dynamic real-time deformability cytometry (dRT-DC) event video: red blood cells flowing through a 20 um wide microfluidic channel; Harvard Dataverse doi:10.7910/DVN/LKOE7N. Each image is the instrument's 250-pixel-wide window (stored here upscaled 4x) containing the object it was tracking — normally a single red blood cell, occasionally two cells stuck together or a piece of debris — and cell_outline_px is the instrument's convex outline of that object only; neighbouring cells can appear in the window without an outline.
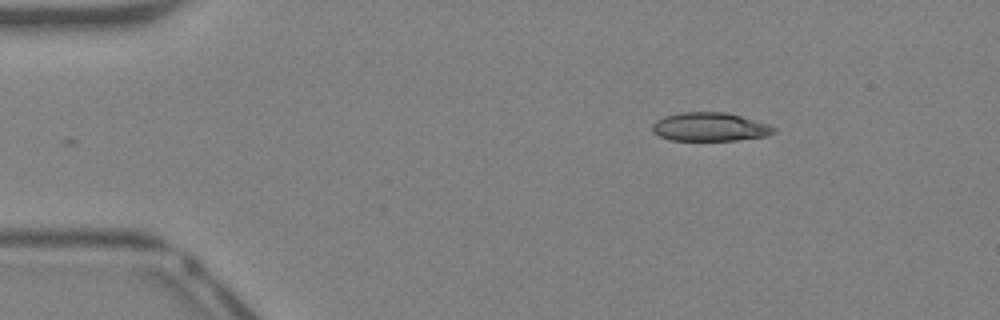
{"species": "Egyptian fruit bat (a non-hibernating species)", "species_latin": "Rousettus aegyptiacus", "temperature_condition": "warm", "stored_images_in_passage": 30, "camera_frame_rate_fps": 3000, "um_per_image_px": 0.085, "animal": {"sex": "female"}, "frame": {"image": 1, "passage_image": 1, "time_ms": 0.0, "image_size_px": [1000, 320], "cell_outline_px": [[776, 132], [768, 136], [736, 140], [668, 140], [652, 132], [652, 124], [656, 120], [664, 116], [680, 112], [724, 112], [740, 116], [768, 124], [776, 128]], "centroid_in_image_um": [60.32, 10.79], "position_along_channel_um": 24.7, "area_um2": 20.29}}
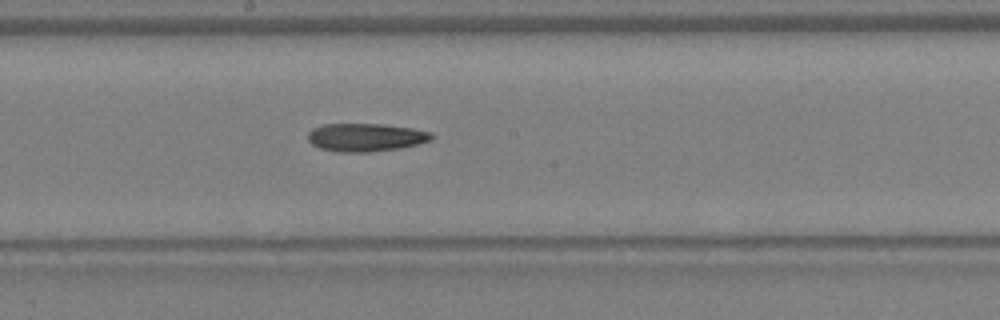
{"frame": {"image": 2, "passage_image": 17, "time_ms": 5.333, "image_size_px": [1000, 320], "cell_outline_px": [[436, 136], [432, 140], [400, 148], [368, 152], [336, 152], [320, 148], [312, 144], [308, 140], [308, 132], [312, 128], [320, 124], [384, 124], [412, 128], [432, 132]], "centroid_in_image_um": [31.09, 11.67], "position_along_channel_um": 217.1, "area_um2": 20.46}}
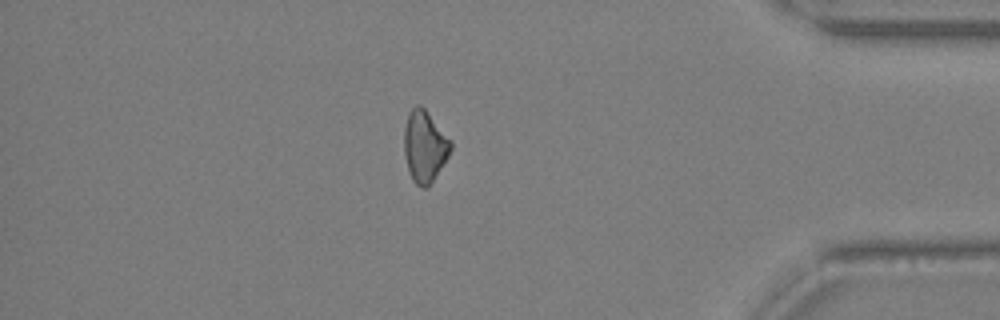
{"frame": {"image": 3, "passage_image": 30, "time_ms": 9.667, "image_size_px": [1000, 320], "cell_outline_px": [[452, 148], [448, 156], [428, 188], [424, 188], [416, 184], [412, 180], [408, 168], [404, 152], [404, 128], [408, 112], [416, 104], [420, 104], [424, 108], [452, 140]], "centroid_in_image_um": [36.09, 12.42], "position_along_channel_um": 399.1, "area_um2": 19.48}}